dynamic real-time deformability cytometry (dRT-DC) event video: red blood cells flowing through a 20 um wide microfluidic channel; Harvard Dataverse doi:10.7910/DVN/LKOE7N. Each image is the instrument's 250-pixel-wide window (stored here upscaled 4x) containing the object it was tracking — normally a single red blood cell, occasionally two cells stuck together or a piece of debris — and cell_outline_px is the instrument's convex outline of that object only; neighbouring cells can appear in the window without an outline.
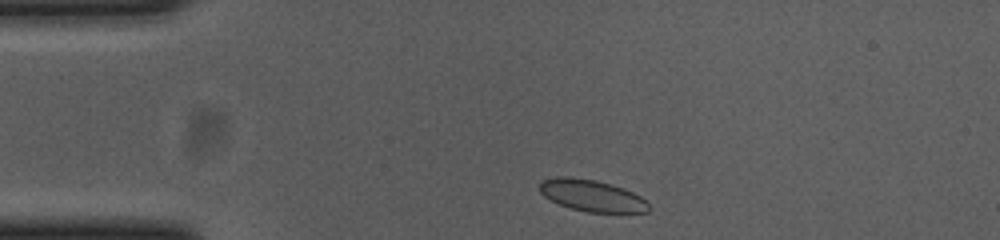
{"species": "common noctule bat (a hibernating species)", "species_latin": "Nyctalus noctula", "temperature_condition": "cold", "stored_images_in_passage": 38, "camera_frame_rate_fps": 3000, "um_per_image_px": 0.085, "animal": {"sex": "female", "body_mass_g": 23.0, "forearm_length_mm": 53.4}, "frame": {"image": 1, "passage_image": 2, "time_ms": 0.333, "image_size_px": [1000, 240], "cell_outline_px": [[648, 212], [588, 212], [572, 208], [560, 204], [544, 196], [540, 192], [540, 184], [544, 180], [556, 176], [568, 176], [596, 180], [624, 188], [640, 196], [648, 204]], "centroid_in_image_um": [50.29, 16.61], "position_along_channel_um": 34.7, "area_um2": 19.83}}
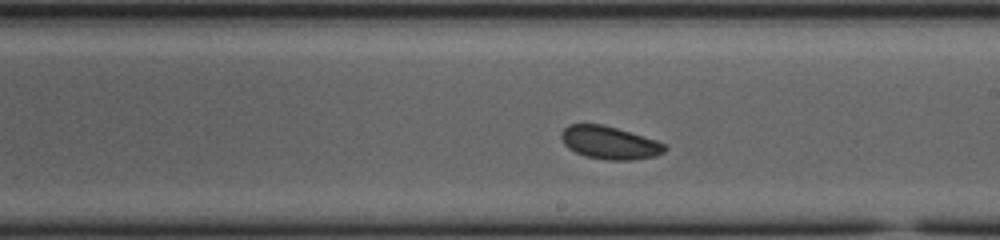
{"frame": {"image": 2, "passage_image": 22, "time_ms": 7.0, "image_size_px": [1000, 240], "cell_outline_px": [[668, 148], [664, 152], [656, 156], [632, 160], [608, 160], [588, 156], [576, 152], [568, 148], [564, 144], [560, 136], [564, 128], [568, 124], [604, 124], [656, 140], [664, 144]], "centroid_in_image_um": [51.82, 12.12], "position_along_channel_um": 237.2, "area_um2": 19.77}}
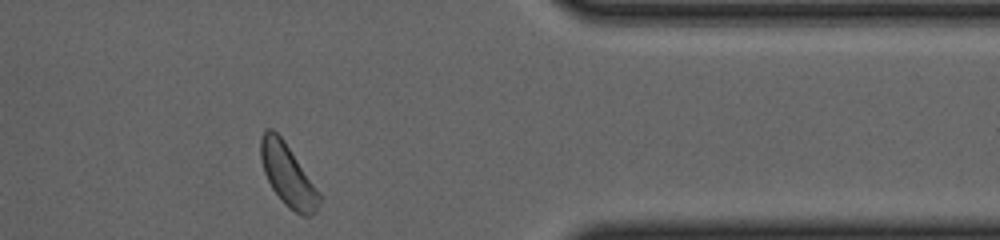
{"frame": {"image": 3, "passage_image": 36, "time_ms": 11.667, "image_size_px": [1000, 240], "cell_outline_px": [[320, 200], [316, 212], [308, 216], [304, 216], [296, 212], [284, 204], [272, 188], [264, 172], [260, 156], [260, 136], [264, 128], [272, 128], [284, 140], [320, 196]], "centroid_in_image_um": [24.4, 14.85], "position_along_channel_um": 387.0, "area_um2": 20.58}}